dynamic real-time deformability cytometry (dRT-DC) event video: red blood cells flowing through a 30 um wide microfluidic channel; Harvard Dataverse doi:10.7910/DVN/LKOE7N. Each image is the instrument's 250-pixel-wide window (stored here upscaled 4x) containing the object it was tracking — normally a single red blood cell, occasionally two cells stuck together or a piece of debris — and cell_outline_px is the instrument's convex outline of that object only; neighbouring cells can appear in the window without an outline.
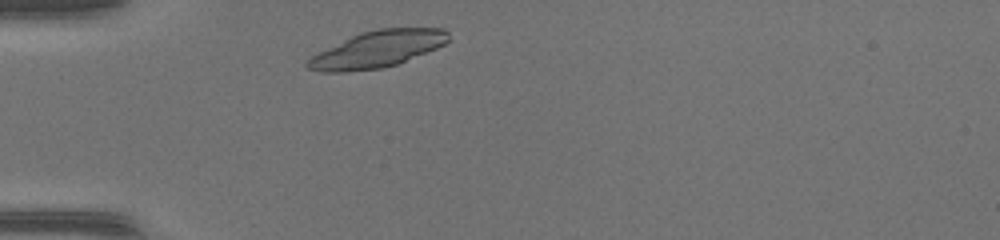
{"species": "common noctule bat (a hibernating species)", "species_latin": "Nyctalus noctula", "temperature_condition": "warm", "stored_images_in_passage": 32, "camera_frame_rate_fps": 3000, "um_per_image_px": 0.085, "animal": {"sex": "female", "body_mass_g": 17.0, "forearm_length_mm": 48.0}, "frame": {"image": 1, "passage_image": 2, "time_ms": 0.333, "image_size_px": [1000, 240], "cell_outline_px": [[448, 40], [444, 44], [436, 48], [396, 64], [380, 68], [344, 72], [320, 72], [308, 68], [304, 64], [312, 56], [360, 32], [376, 28], [444, 28], [448, 32]], "centroid_in_image_um": [32.08, 4.18], "position_along_channel_um": 52.9, "area_um2": 29.54}}
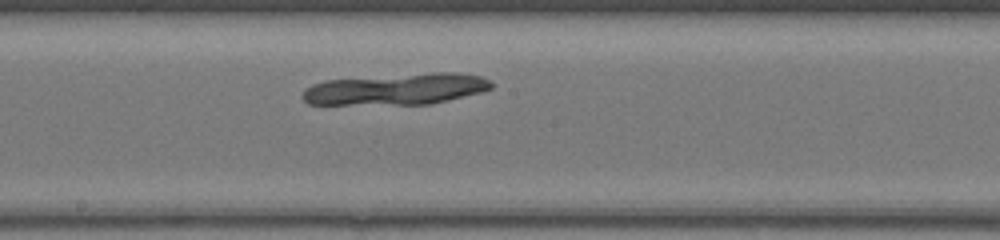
{"frame": {"image": 2, "passage_image": 15, "time_ms": 4.667, "image_size_px": [1000, 240], "cell_outline_px": [[492, 88], [480, 92], [432, 104], [308, 104], [300, 96], [304, 88], [312, 84], [324, 80], [432, 72], [456, 72], [480, 76], [492, 80]], "centroid_in_image_um": [33.67, 7.56], "position_along_channel_um": 214.5, "area_um2": 34.62}}
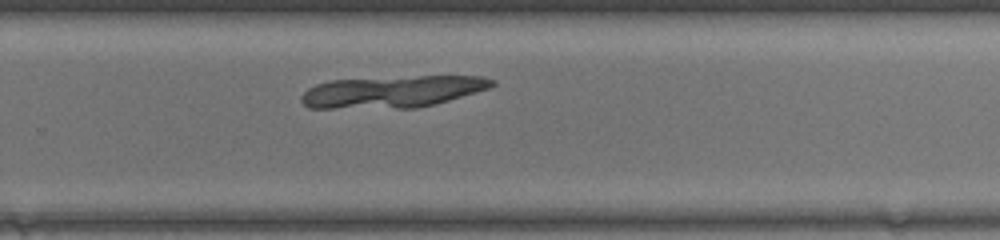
{"frame": {"image": 3, "passage_image": 21, "time_ms": 6.667, "image_size_px": [1000, 240], "cell_outline_px": [[496, 84], [488, 88], [448, 100], [416, 108], [308, 108], [300, 100], [300, 96], [308, 88], [316, 84], [332, 80], [420, 76], [484, 76], [496, 80]], "centroid_in_image_um": [33.32, 7.79], "position_along_channel_um": 296.5, "area_um2": 35.2}}